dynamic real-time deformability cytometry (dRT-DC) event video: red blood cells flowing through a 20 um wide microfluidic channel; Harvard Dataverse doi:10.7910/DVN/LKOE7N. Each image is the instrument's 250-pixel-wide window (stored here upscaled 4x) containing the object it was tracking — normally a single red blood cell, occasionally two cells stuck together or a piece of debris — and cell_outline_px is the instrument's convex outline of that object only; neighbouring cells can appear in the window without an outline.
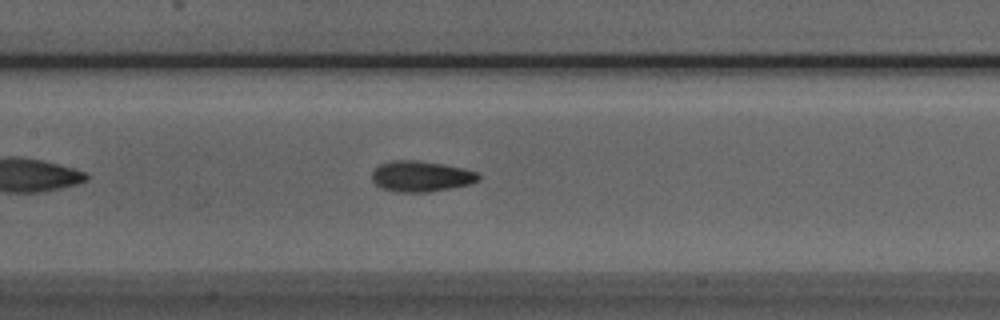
{"species": "Egyptian fruit bat (a non-hibernating species)", "species_latin": "Rousettus aegyptiacus", "temperature_condition": "room temperature", "stored_images_in_passage": 42, "segment_of_instrument_passage": [1, 2], "camera_frame_rate_fps": 3000, "um_per_image_px": 0.085, "animal": {"sex": "male"}, "frame": {"image": 1, "passage_image": 13, "time_ms": 4.0, "image_size_px": [1000, 320], "cell_outline_px": [[480, 180], [468, 184], [452, 188], [428, 192], [396, 192], [380, 188], [372, 180], [372, 172], [380, 164], [392, 160], [420, 160], [444, 164], [464, 168], [476, 172], [480, 176]], "centroid_in_image_um": [35.78, 14.98], "position_along_channel_um": 171.6, "area_um2": 19.25}}
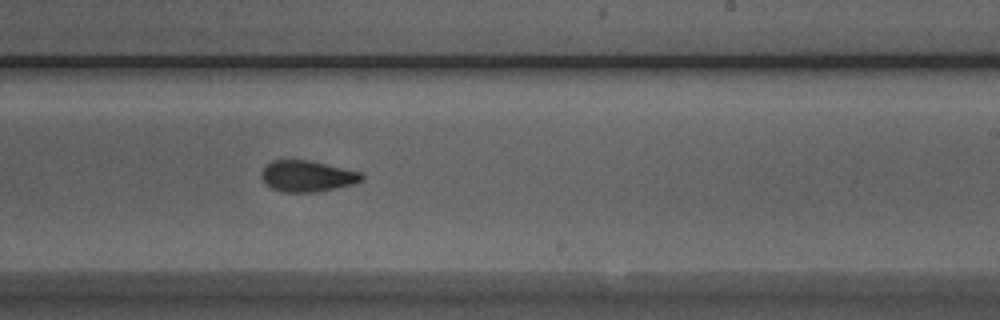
{"frame": {"image": 2, "passage_image": 20, "time_ms": 6.333, "image_size_px": [1000, 320], "cell_outline_px": [[364, 180], [352, 184], [312, 192], [280, 192], [264, 184], [260, 176], [264, 168], [272, 160], [308, 160], [360, 172], [364, 176]], "centroid_in_image_um": [26.07, 14.97], "position_along_channel_um": 262.9, "area_um2": 17.98}}
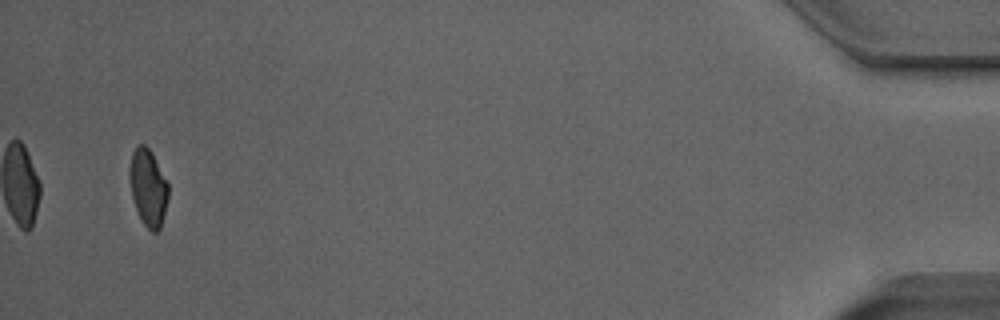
{"frame": {"image": 3, "passage_image": 39, "time_ms": 12.667, "image_size_px": [1000, 320], "cell_outline_px": [[168, 200], [160, 228], [156, 232], [152, 232], [144, 224], [136, 208], [132, 196], [128, 176], [128, 168], [132, 152], [140, 144], [144, 144], [152, 152], [168, 180]], "centroid_in_image_um": [12.59, 15.9], "position_along_channel_um": 422.6, "area_um2": 17.51}}